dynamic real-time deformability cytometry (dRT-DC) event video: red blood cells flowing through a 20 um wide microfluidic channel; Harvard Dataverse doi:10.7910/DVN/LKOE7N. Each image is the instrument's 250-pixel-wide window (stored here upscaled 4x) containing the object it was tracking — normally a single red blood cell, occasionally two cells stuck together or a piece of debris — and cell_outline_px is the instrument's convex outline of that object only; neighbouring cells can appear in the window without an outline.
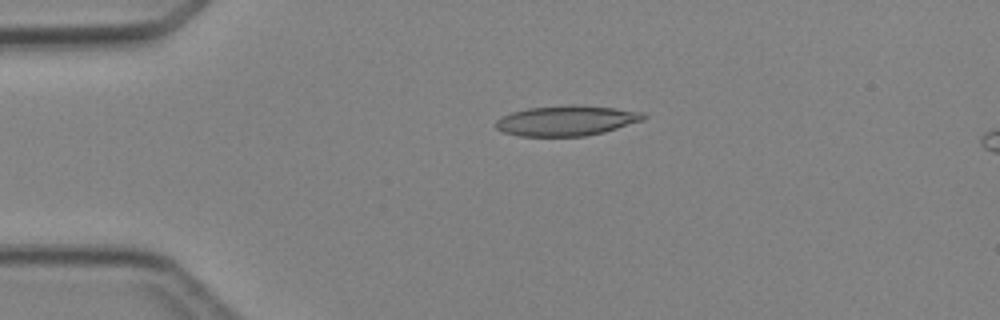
{"species": "Egyptian fruit bat (a non-hibernating species)", "species_latin": "Rousettus aegyptiacus", "temperature_condition": "cold", "stored_images_in_passage": 4, "camera_frame_rate_fps": 3000, "um_per_image_px": 0.085, "animal": {"sex": "female"}, "frame": {"image": 1, "passage_image": 2, "time_ms": 2.0, "image_size_px": [1000, 320], "cell_outline_px": [[648, 116], [644, 120], [604, 132], [584, 136], [520, 136], [504, 132], [496, 128], [496, 120], [512, 112], [528, 108], [568, 104], [572, 104], [612, 108], [640, 112]], "centroid_in_image_um": [48.15, 10.25], "position_along_channel_um": 36.8, "area_um2": 25.84}}
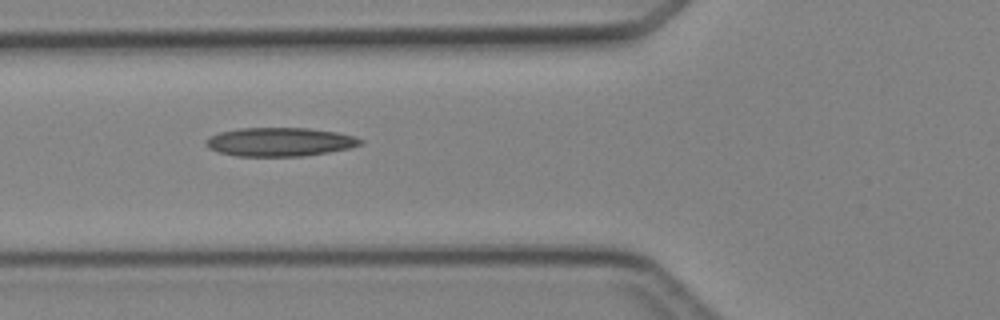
{"frame": {"image": 2, "passage_image": 4, "time_ms": 4.333, "image_size_px": [1000, 320], "cell_outline_px": [[364, 144], [352, 148], [304, 156], [236, 156], [220, 152], [208, 148], [204, 144], [204, 140], [208, 136], [220, 132], [240, 128], [308, 128], [336, 132], [352, 136], [364, 140]], "centroid_in_image_um": [23.77, 12.06], "position_along_channel_um": 102.0, "area_um2": 26.01}}